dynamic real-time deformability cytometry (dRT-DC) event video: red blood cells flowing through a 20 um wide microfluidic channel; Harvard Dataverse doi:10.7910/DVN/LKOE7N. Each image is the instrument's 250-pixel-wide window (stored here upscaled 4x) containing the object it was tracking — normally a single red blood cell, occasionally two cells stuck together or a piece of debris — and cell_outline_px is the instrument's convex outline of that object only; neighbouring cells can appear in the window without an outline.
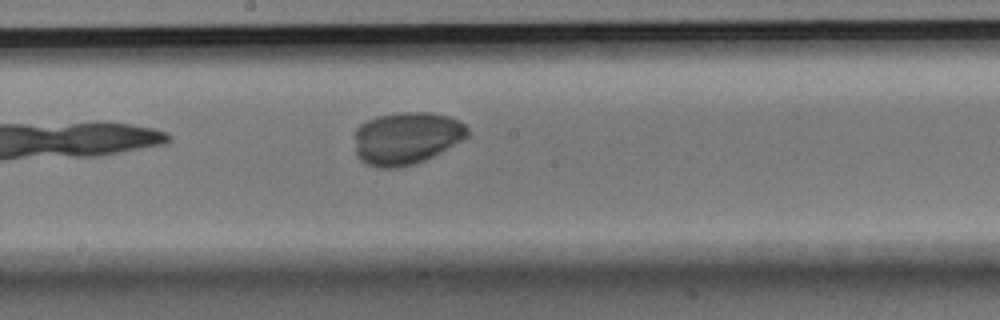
{"species": "Egyptian fruit bat (a non-hibernating species)", "species_latin": "Rousettus aegyptiacus", "temperature_condition": "room temperature", "stored_images_in_passage": 8, "camera_frame_rate_fps": 3000, "um_per_image_px": 0.085, "animal": {"sex": "male"}, "frame": {"image": 1, "passage_image": 8, "time_ms": 9.333, "image_size_px": [1000, 320], "cell_outline_px": [[468, 136], [440, 152], [416, 164], [396, 168], [376, 168], [360, 160], [356, 152], [356, 128], [360, 124], [376, 116], [400, 112], [428, 112], [448, 116], [464, 124], [468, 128]], "centroid_in_image_um": [34.52, 11.74], "position_along_channel_um": 213.7, "area_um2": 34.33}}